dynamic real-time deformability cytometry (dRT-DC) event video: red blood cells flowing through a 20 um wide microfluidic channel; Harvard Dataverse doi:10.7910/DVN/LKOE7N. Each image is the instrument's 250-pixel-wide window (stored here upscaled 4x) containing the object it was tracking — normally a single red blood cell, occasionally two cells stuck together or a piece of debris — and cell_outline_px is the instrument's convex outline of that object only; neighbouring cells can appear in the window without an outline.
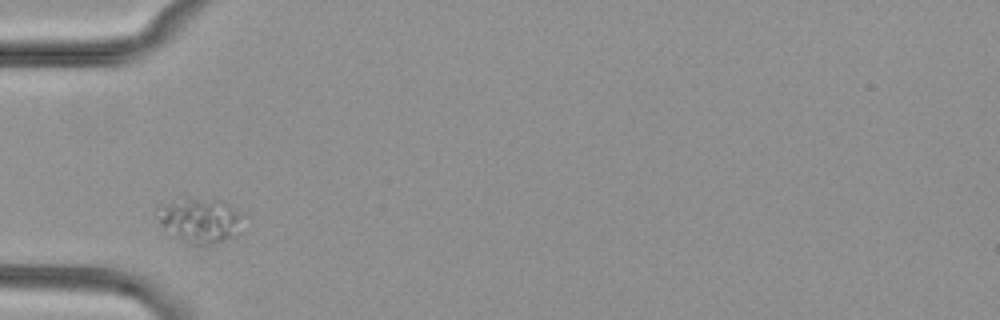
{"species": "common noctule bat (a hibernating species)", "species_latin": "Nyctalus noctula", "temperature_condition": "cold", "stored_images_in_passage": 2, "camera_frame_rate_fps": 3000, "um_per_image_px": 0.085, "animal": {"sex": "female", "body_mass_g": 29.2, "forearm_length_mm": 56.3}, "frame": {"image": 1, "passage_image": 1, "time_ms": 0.0, "image_size_px": [1000, 320], "cell_outline_px": [[244, 232], [236, 236], [204, 248], [188, 244], [172, 236], [160, 224], [156, 204], [184, 196], [192, 196], [220, 200], [240, 212]], "centroid_in_image_um": [16.98, 18.73], "position_along_channel_um": 68.0, "area_um2": 23.76}}
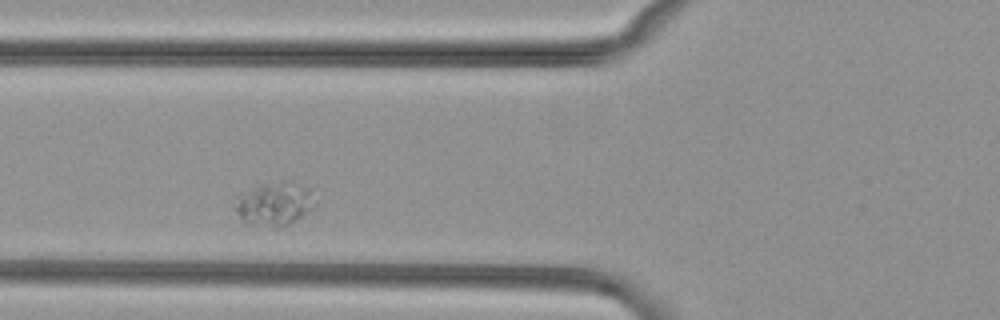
{"frame": {"image": 2, "passage_image": 2, "time_ms": 1.0, "image_size_px": [1000, 320], "cell_outline_px": [[316, 204], [312, 208], [288, 224], [280, 228], [272, 228], [248, 224], [236, 212], [236, 196], [260, 184], [284, 180], [292, 180], [312, 188]], "centroid_in_image_um": [23.37, 17.29], "position_along_channel_um": 102.4, "area_um2": 20.58}}